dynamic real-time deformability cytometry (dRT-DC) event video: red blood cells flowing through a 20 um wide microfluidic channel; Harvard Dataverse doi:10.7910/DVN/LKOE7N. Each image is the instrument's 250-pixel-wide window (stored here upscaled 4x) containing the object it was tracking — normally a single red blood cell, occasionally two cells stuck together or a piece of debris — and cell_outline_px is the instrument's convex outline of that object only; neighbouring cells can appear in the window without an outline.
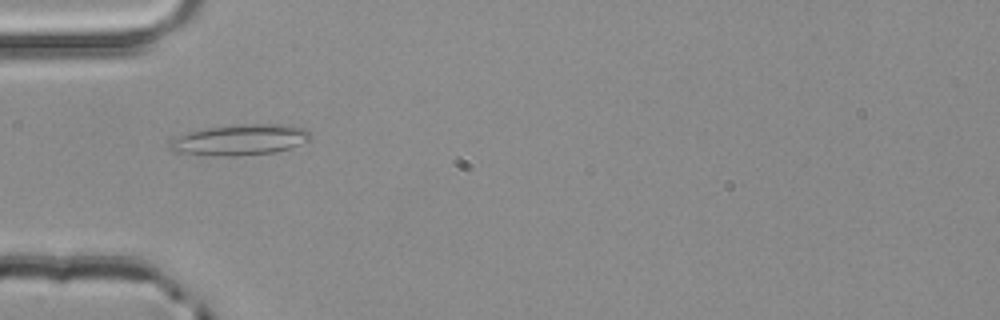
{"species": "common noctule bat (a hibernating species)", "species_latin": "Nyctalus noctula", "temperature_condition": "room temperature", "stored_images_in_passage": 5, "segment_of_instrument_passage": [2, 2], "camera_frame_rate_fps": 3000, "um_per_image_px": 0.085, "animal": {"sex": "male", "body_mass_g": 20.4}, "frame": {"image": 1, "passage_image": 4, "time_ms": 1.0, "image_size_px": [1000, 320], "cell_outline_px": [[312, 136], [308, 140], [300, 144], [288, 148], [272, 152], [236, 156], [220, 156], [172, 152], [168, 148], [168, 144], [172, 140], [188, 132], [208, 128], [240, 124], [292, 124], [304, 128]], "centroid_in_image_um": [20.4, 11.88], "position_along_channel_um": 64.6, "area_um2": 25.14}}
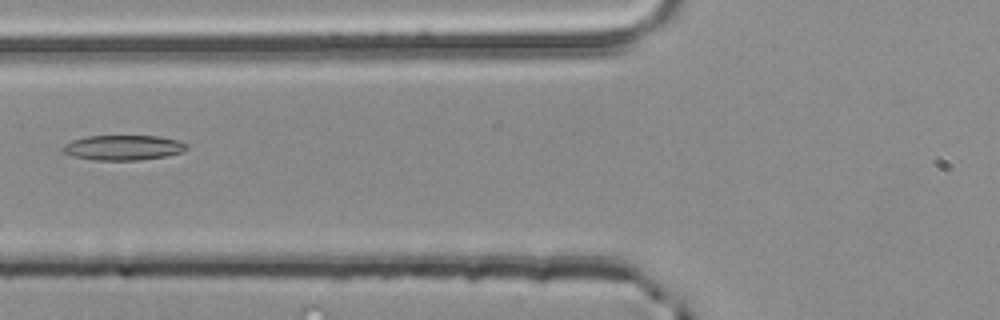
{"frame": {"image": 2, "passage_image": 5, "time_ms": 1.333, "image_size_px": [1000, 320], "cell_outline_px": [[188, 148], [180, 152], [164, 156], [136, 160], [92, 160], [72, 156], [64, 152], [60, 148], [64, 144], [72, 140], [88, 136], [156, 136], [176, 140], [188, 144]], "centroid_in_image_um": [10.42, 12.54], "position_along_channel_um": 115.4, "area_um2": 17.92}}